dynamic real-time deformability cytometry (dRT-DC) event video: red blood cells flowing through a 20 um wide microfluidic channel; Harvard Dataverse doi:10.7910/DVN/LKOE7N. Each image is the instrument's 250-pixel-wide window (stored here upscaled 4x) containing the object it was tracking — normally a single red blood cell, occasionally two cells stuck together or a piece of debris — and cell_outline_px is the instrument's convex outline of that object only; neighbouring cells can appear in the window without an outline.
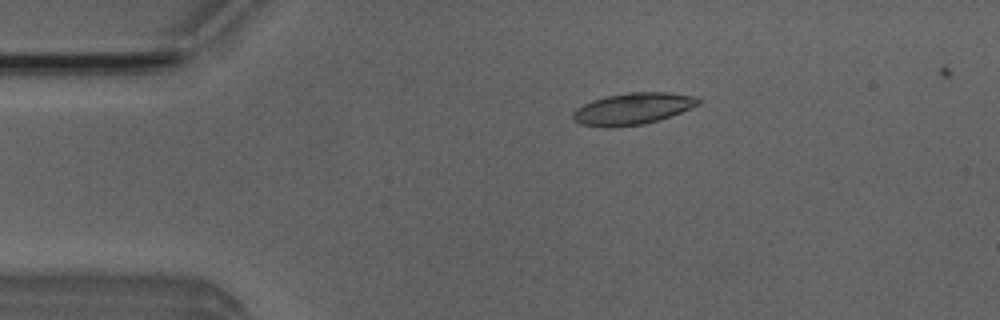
{"species": "Egyptian fruit bat (a non-hibernating species)", "species_latin": "Rousettus aegyptiacus", "temperature_condition": "room temperature", "stored_images_in_passage": 50, "camera_frame_rate_fps": 3000, "um_per_image_px": 0.085, "animal": {"sex": "male"}, "frame": {"image": 1, "passage_image": 8, "time_ms": 2.333, "image_size_px": [1000, 320], "cell_outline_px": [[700, 104], [692, 108], [660, 120], [644, 124], [608, 128], [604, 128], [580, 124], [572, 120], [572, 112], [576, 108], [592, 100], [604, 96], [628, 92], [668, 92], [696, 96], [700, 100]], "centroid_in_image_um": [53.76, 9.24], "position_along_channel_um": 31.2, "area_um2": 23.52}}
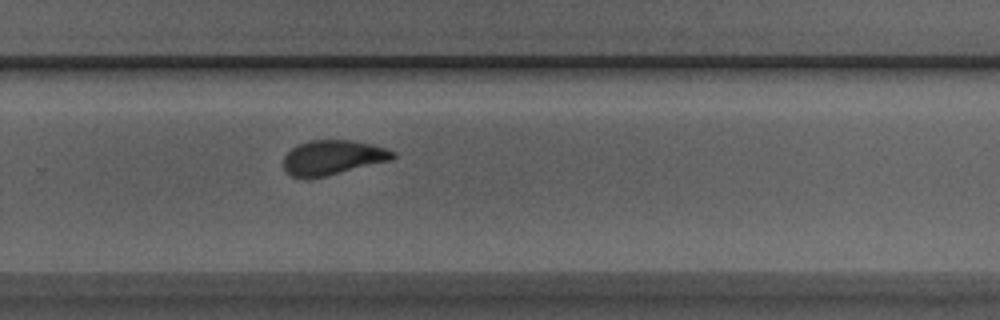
{"frame": {"image": 2, "passage_image": 32, "time_ms": 10.333, "image_size_px": [1000, 320], "cell_outline_px": [[396, 156], [392, 160], [308, 180], [292, 176], [284, 168], [284, 156], [296, 144], [312, 140], [352, 140], [372, 144], [396, 152]], "centroid_in_image_um": [28.27, 13.39], "position_along_channel_um": 301.5, "area_um2": 22.2}}
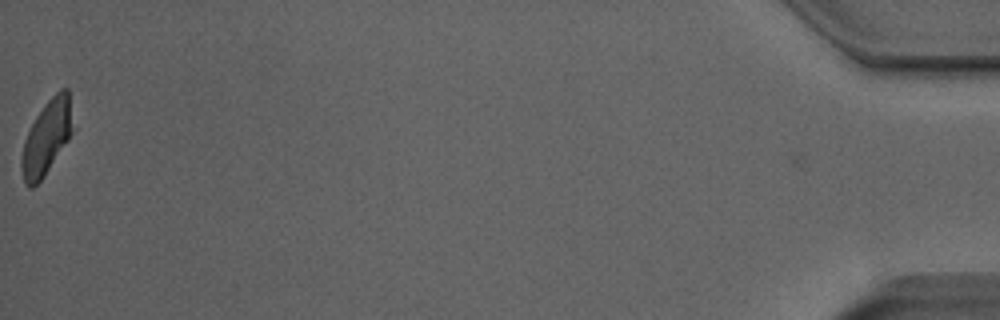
{"frame": {"image": 3, "passage_image": 50, "time_ms": 16.333, "image_size_px": [1000, 320], "cell_outline_px": [[76, 128], [44, 176], [32, 188], [28, 188], [24, 184], [20, 168], [20, 160], [24, 140], [36, 116], [44, 104], [60, 88], [68, 88]], "centroid_in_image_um": [3.99, 11.66], "position_along_channel_um": 431.2, "area_um2": 22.6}, "authors_computed_cell_mechanics": {"area_um2": 22.5998, "velocity_mm_per_s": 3.9446, "shape_relaxation_time_tau1_ms": 4.24, "shape_relaxation_time_tau2_ms": 1.3946, "deformation_change_tau1": 0.1455, "deformation_change_tau2": 0.069}}